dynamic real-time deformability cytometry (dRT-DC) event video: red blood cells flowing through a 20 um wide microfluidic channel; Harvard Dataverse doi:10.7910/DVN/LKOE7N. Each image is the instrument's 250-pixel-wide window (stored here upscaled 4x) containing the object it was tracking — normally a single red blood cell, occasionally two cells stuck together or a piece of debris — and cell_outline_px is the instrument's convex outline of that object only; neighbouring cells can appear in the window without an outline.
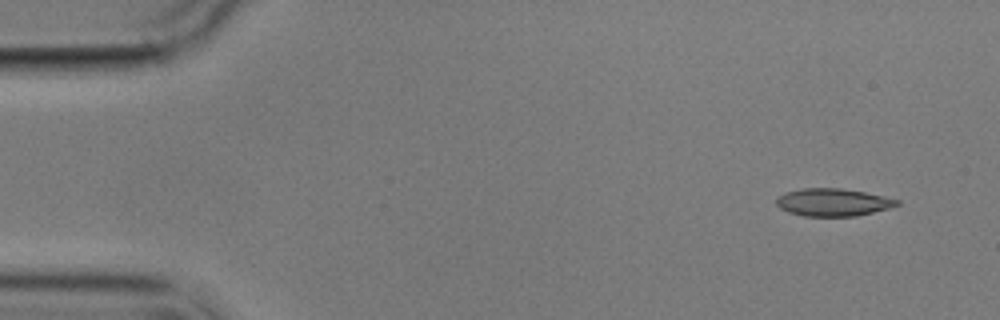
{"species": "common noctule bat (a hibernating species)", "species_latin": "Nyctalus noctula", "temperature_condition": "cold", "stored_images_in_passage": 5, "camera_frame_rate_fps": 3000, "um_per_image_px": 0.085, "animal": {"sex": "male", "body_mass_g": 17.9}, "frame": {"image": 1, "passage_image": 1, "time_ms": 0.0, "image_size_px": [1000, 320], "cell_outline_px": [[900, 204], [888, 208], [856, 216], [804, 216], [788, 212], [780, 208], [776, 204], [776, 196], [784, 192], [800, 188], [840, 188], [864, 192], [884, 196], [900, 200]], "centroid_in_image_um": [70.76, 17.18], "position_along_channel_um": 14.2, "area_um2": 19.48}}